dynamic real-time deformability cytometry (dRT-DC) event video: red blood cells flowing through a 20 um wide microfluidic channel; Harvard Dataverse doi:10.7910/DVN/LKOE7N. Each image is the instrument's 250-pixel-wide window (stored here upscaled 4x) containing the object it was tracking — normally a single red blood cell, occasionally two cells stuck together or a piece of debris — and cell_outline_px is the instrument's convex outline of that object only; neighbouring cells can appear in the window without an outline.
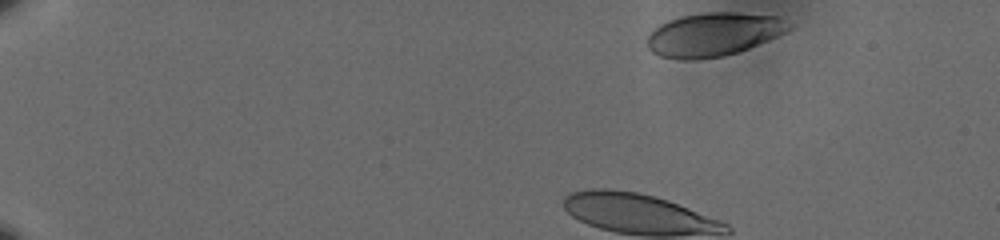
{"species": "human", "species_latin": "Homo sapiens", "temperature_condition": "cold", "stored_images_in_passage": 46, "camera_frame_rate_fps": 3000, "um_per_image_px": 0.085, "donor": {"sex": "male"}, "frame": {"image": 1, "passage_image": 2, "time_ms": 0.333, "image_size_px": [1000, 240], "cell_outline_px": [[792, 28], [788, 32], [748, 48], [724, 56], [696, 60], [680, 60], [660, 56], [652, 52], [648, 48], [648, 36], [660, 24], [668, 20], [680, 16], [704, 12], [740, 12], [780, 16], [792, 24]], "centroid_in_image_um": [60.69, 2.91], "position_along_channel_um": 24.3, "area_um2": 36.3}}
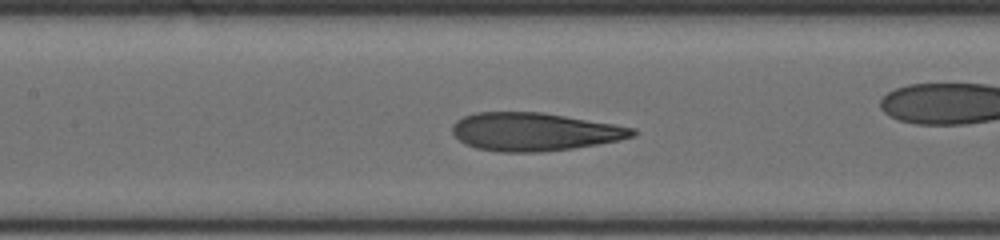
{"frame": {"image": 2, "passage_image": 22, "time_ms": 7.0, "image_size_px": [1000, 240], "cell_outline_px": [[640, 132], [636, 136], [620, 140], [572, 148], [540, 152], [500, 152], [476, 148], [464, 144], [452, 132], [452, 124], [456, 120], [464, 116], [476, 112], [540, 112], [636, 128]], "centroid_in_image_um": [45.41, 11.2], "position_along_channel_um": 162.0, "area_um2": 40.0}}
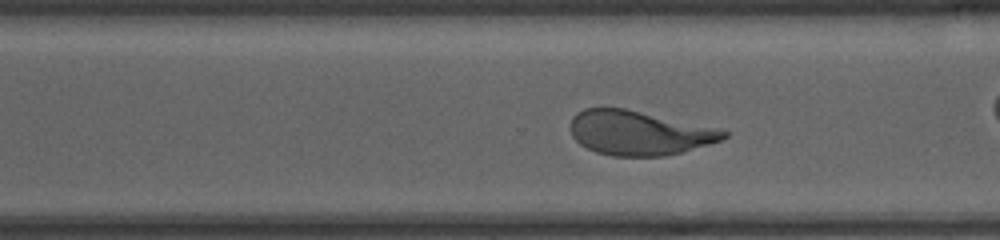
{"frame": {"image": 3, "passage_image": 35, "time_ms": 11.333, "image_size_px": [1000, 240], "cell_outline_px": [[728, 136], [720, 140], [708, 144], [680, 152], [664, 156], [612, 156], [596, 152], [580, 144], [572, 136], [572, 116], [576, 112], [584, 108], [624, 108], [724, 128], [728, 132]], "centroid_in_image_um": [54.36, 11.28], "position_along_channel_um": 316.2, "area_um2": 39.77}, "authors_computed_cell_mechanics": {"area_um2": 39.9976, "velocity_mm_per_s": 3.5757, "shape_relaxation_time_tau1_ms": 6.4138, "shape_relaxation_time_tau2_ms": 1.1808, "deformation_change_tau1": 0.2255, "deformation_change_tau2": 0.098}}